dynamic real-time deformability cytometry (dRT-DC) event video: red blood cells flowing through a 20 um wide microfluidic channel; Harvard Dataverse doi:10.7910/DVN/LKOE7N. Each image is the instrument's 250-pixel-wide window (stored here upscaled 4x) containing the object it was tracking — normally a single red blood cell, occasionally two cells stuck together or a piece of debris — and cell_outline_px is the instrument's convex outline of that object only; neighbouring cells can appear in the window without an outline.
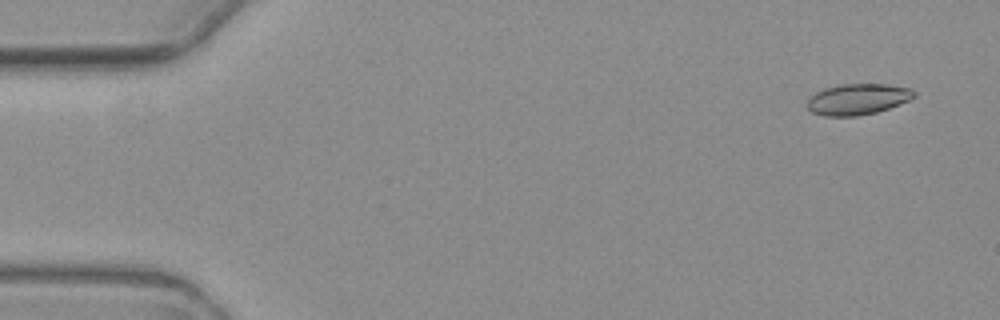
{"species": "common noctule bat (a hibernating species)", "species_latin": "Nyctalus noctula", "temperature_condition": "warm", "stored_images_in_passage": 2, "camera_frame_rate_fps": 3000, "um_per_image_px": 0.085, "animal": {"sex": "female", "body_mass_g": 19.3, "forearm_length_mm": 54.1}, "frame": {"image": 1, "passage_image": 2, "time_ms": 1.0, "image_size_px": [1000, 320], "cell_outline_px": [[916, 96], [900, 104], [876, 112], [856, 116], [824, 116], [812, 112], [804, 104], [816, 92], [824, 88], [840, 84], [888, 84], [912, 88], [916, 92]], "centroid_in_image_um": [72.91, 8.42], "position_along_channel_um": 12.1, "area_um2": 19.42}}